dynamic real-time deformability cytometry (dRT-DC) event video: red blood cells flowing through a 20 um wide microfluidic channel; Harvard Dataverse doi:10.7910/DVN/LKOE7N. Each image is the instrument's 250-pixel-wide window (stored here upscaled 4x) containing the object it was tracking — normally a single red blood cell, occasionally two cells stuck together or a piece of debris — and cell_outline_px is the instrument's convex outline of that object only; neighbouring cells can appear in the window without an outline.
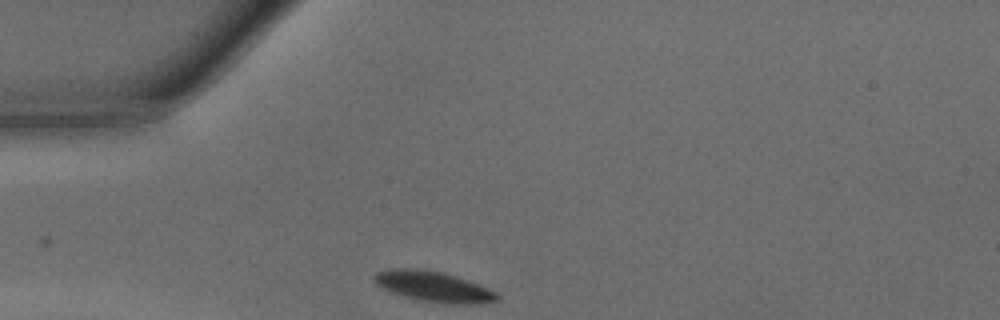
{"species": "common noctule bat (a hibernating species)", "species_latin": "Nyctalus noctula", "temperature_condition": "warm", "stored_images_in_passage": 28, "camera_frame_rate_fps": 3000, "um_per_image_px": 0.085, "animal": {"sex": "male", "body_mass_g": 15.6}, "frame": {"image": 1, "passage_image": 1, "time_ms": 0.0, "image_size_px": [1000, 320], "cell_outline_px": [[500, 296], [496, 300], [480, 304], [444, 304], [420, 300], [404, 296], [392, 292], [376, 284], [372, 280], [372, 276], [376, 272], [388, 268], [408, 268], [444, 272], [468, 280], [488, 288], [496, 292]], "centroid_in_image_um": [36.83, 24.36], "position_along_channel_um": 48.2, "area_um2": 21.91}}
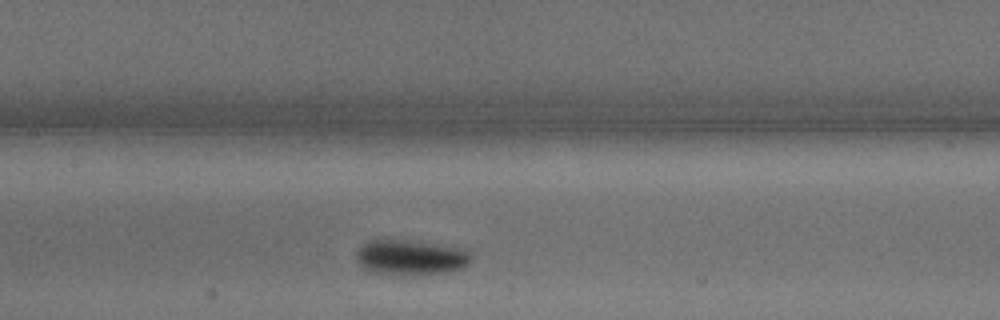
{"frame": {"image": 2, "passage_image": 11, "time_ms": 3.333, "image_size_px": [1000, 320], "cell_outline_px": [[472, 260], [464, 268], [448, 272], [400, 276], [396, 276], [368, 272], [360, 264], [356, 256], [356, 252], [364, 244], [372, 240], [420, 240], [464, 248], [472, 256]], "centroid_in_image_um": [34.95, 21.89], "position_along_channel_um": 172.4, "area_um2": 24.22}}
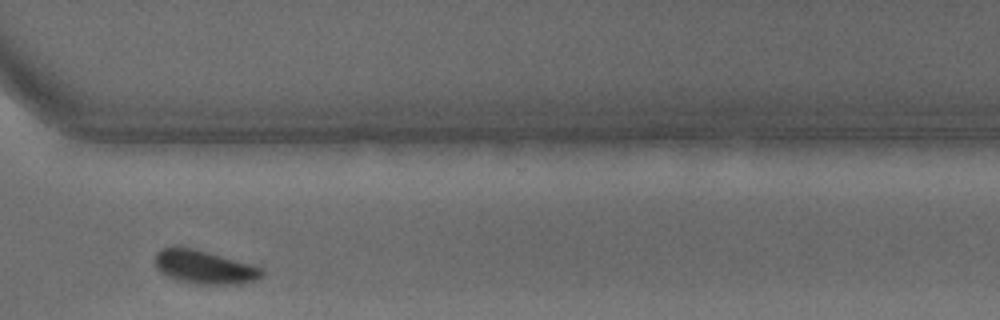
{"frame": {"image": 3, "passage_image": 24, "time_ms": 7.667, "image_size_px": [1000, 320], "cell_outline_px": [[264, 276], [256, 280], [240, 284], [192, 284], [176, 280], [160, 272], [156, 268], [156, 252], [164, 248], [192, 248], [208, 252], [248, 264], [260, 268], [264, 272]], "centroid_in_image_um": [17.36, 22.73], "position_along_channel_um": 353.2, "area_um2": 20.52}, "authors_computed_cell_mechanics": {"area_um2": 22.3975, "velocity_mm_per_s": 4.171, "shape_relaxation_time_tau1_ms": 3.643, "shape_relaxation_time_tau2_ms": null, "deformation_change_tau1": 0.1782, "deformation_change_tau2": null}}